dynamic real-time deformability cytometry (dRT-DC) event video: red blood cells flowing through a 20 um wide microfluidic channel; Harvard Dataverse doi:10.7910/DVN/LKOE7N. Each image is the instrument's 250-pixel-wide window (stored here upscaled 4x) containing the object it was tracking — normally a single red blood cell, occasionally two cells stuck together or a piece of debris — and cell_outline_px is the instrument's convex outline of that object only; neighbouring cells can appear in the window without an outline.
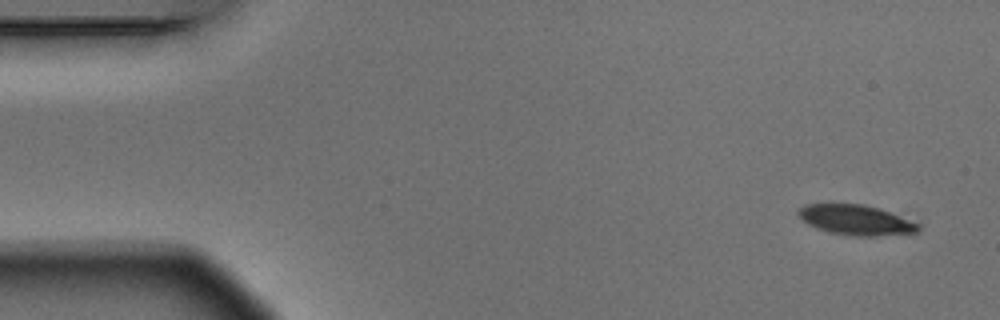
{"species": "Egyptian fruit bat (a non-hibernating species)", "species_latin": "Rousettus aegyptiacus", "temperature_condition": "warm", "stored_images_in_passage": 4, "camera_frame_rate_fps": 3000, "um_per_image_px": 0.085, "animal": {"sex": "male"}, "frame": {"image": 1, "passage_image": 1, "time_ms": 0.0, "image_size_px": [1000, 320], "cell_outline_px": [[920, 228], [916, 232], [876, 236], [852, 236], [828, 232], [816, 228], [808, 224], [796, 212], [804, 204], [860, 204], [880, 208], [920, 224]], "centroid_in_image_um": [72.74, 18.7], "position_along_channel_um": 12.3, "area_um2": 20.92}}
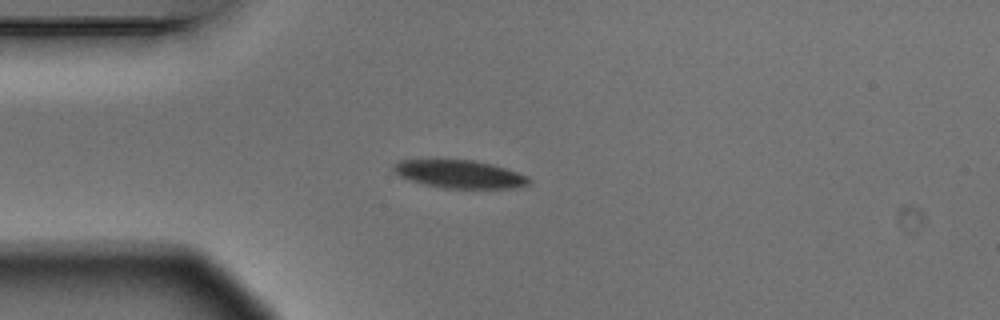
{"frame": {"image": 2, "passage_image": 4, "time_ms": 1.0, "image_size_px": [1000, 320], "cell_outline_px": [[532, 184], [516, 188], [444, 188], [424, 184], [408, 180], [400, 176], [392, 168], [392, 164], [400, 160], [472, 160], [492, 164], [528, 176], [532, 180]], "centroid_in_image_um": [39.09, 14.81], "position_along_channel_um": 45.9, "area_um2": 22.08}}